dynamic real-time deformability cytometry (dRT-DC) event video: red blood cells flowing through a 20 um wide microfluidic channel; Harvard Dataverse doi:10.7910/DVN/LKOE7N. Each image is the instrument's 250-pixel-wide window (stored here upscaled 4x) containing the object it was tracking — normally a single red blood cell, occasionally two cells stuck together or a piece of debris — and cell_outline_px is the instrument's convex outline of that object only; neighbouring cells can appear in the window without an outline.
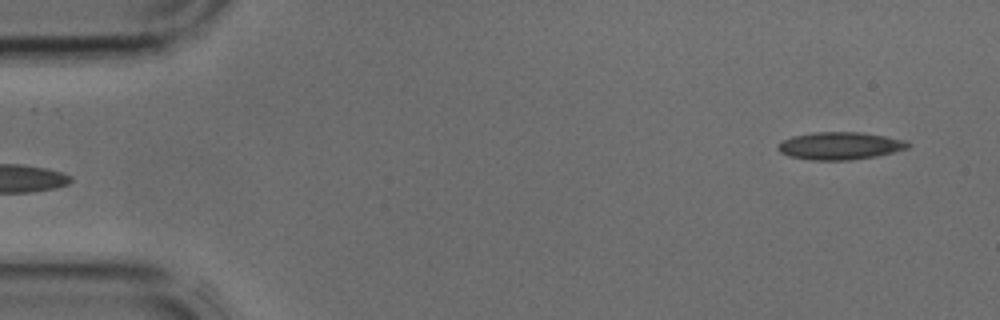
{"species": "common noctule bat (a hibernating species)", "species_latin": "Nyctalus noctula", "temperature_condition": "cold", "stored_images_in_passage": 4, "segment_of_instrument_passage": [2, 2], "camera_frame_rate_fps": 3000, "um_per_image_px": 0.085, "animal": {"sex": "male", "body_mass_g": 17.9, "forearm_length_mm": 54.2}, "frame": {"image": 1, "passage_image": 4, "time_ms": 1.0, "image_size_px": [1000, 320], "cell_outline_px": [[912, 144], [908, 148], [876, 156], [848, 160], [812, 160], [788, 156], [780, 152], [776, 148], [776, 144], [792, 136], [816, 132], [860, 132], [884, 136], [904, 140]], "centroid_in_image_um": [71.36, 12.39], "position_along_channel_um": 13.6, "area_um2": 20.81}}